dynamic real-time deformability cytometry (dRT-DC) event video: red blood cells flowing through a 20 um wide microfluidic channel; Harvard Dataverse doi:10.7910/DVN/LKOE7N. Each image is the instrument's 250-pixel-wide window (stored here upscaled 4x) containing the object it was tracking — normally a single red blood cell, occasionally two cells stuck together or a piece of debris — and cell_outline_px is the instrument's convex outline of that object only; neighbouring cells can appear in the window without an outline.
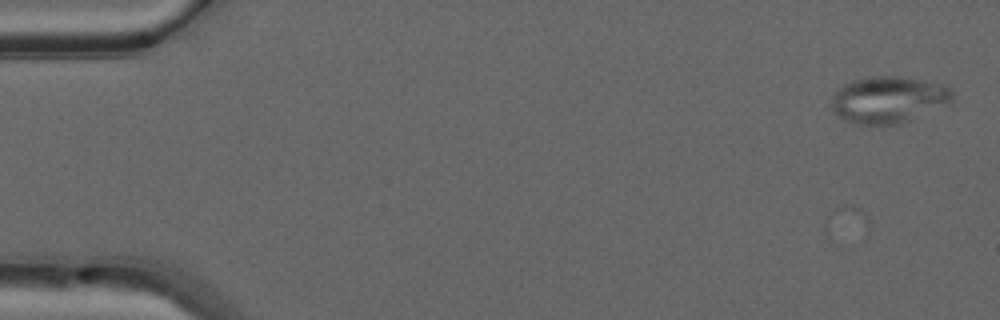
{"species": "common noctule bat (a hibernating species)", "species_latin": "Nyctalus noctula", "temperature_condition": "warm", "stored_images_in_passage": 3, "camera_frame_rate_fps": 3000, "um_per_image_px": 0.085, "animal": {"sex": "male", "forearm_length_mm": 52.5}, "frame": {"image": 1, "passage_image": 3, "time_ms": 0.667, "image_size_px": [1000, 320], "cell_outline_px": [[956, 92], [952, 104], [908, 120], [896, 124], [868, 128], [852, 124], [844, 120], [832, 112], [832, 96], [844, 84], [852, 80], [868, 76], [892, 76], [924, 80], [944, 84]], "centroid_in_image_um": [75.53, 8.51], "position_along_channel_um": 9.5, "area_um2": 33.93}}